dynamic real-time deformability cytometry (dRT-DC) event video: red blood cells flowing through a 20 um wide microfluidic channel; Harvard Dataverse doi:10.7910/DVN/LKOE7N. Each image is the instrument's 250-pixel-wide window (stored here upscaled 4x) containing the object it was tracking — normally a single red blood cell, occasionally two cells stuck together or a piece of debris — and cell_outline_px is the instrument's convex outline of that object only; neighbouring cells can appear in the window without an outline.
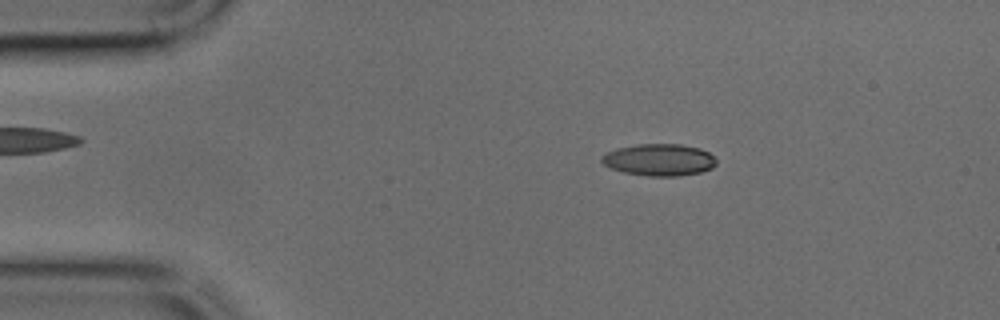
{"species": "common noctule bat (a hibernating species)", "species_latin": "Nyctalus noctula", "temperature_condition": "cold", "stored_images_in_passage": 44, "camera_frame_rate_fps": 3000, "um_per_image_px": 0.085, "animal": {"sex": "male", "body_mass_g": 17.9, "forearm_length_mm": 54.2}, "frame": {"image": 1, "passage_image": 8, "time_ms": 2.333, "image_size_px": [1000, 320], "cell_outline_px": [[716, 164], [712, 168], [700, 172], [680, 176], [648, 176], [624, 172], [612, 168], [604, 164], [600, 160], [600, 156], [616, 148], [636, 144], [680, 144], [700, 148], [708, 152], [716, 160]], "centroid_in_image_um": [56.02, 13.58], "position_along_channel_um": 29.0, "area_um2": 21.33}}
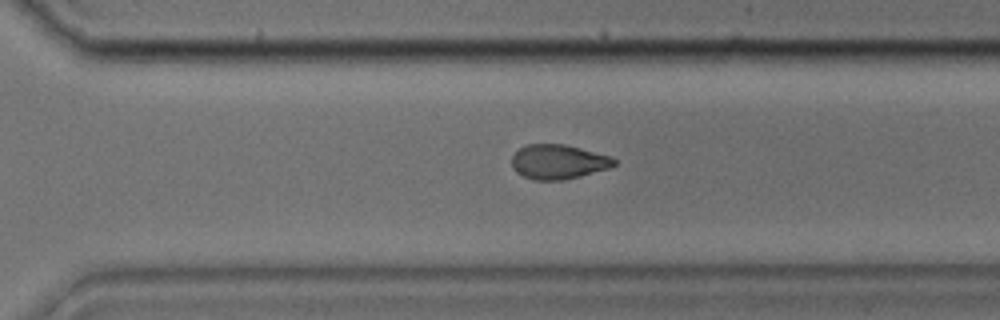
{"frame": {"image": 2, "passage_image": 31, "time_ms": 10.0, "image_size_px": [1000, 320], "cell_outline_px": [[616, 164], [608, 168], [580, 176], [560, 180], [532, 180], [516, 172], [512, 168], [512, 156], [520, 148], [528, 144], [564, 144], [612, 156], [616, 160]], "centroid_in_image_um": [47.45, 13.75], "position_along_channel_um": 323.2, "area_um2": 20.52}}
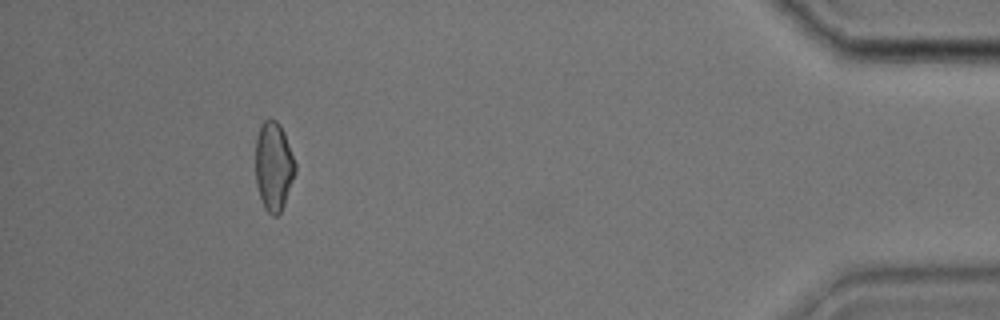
{"frame": {"image": 3, "passage_image": 41, "time_ms": 13.333, "image_size_px": [1000, 320], "cell_outline_px": [[296, 172], [284, 204], [280, 212], [276, 216], [272, 216], [264, 208], [256, 184], [256, 136], [260, 124], [268, 116], [276, 120], [280, 124], [284, 132], [296, 164]], "centroid_in_image_um": [23.25, 14.09], "position_along_channel_um": 411.9, "area_um2": 20.75}}